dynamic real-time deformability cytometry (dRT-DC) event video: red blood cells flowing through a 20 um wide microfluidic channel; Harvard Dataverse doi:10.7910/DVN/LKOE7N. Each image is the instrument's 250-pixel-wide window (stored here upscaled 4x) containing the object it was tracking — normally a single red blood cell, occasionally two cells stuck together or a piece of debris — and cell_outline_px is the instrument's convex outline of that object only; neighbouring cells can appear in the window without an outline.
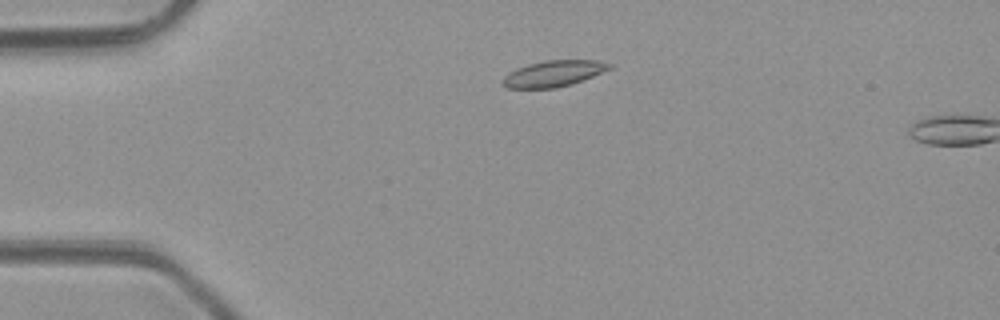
{"species": "common noctule bat (a hibernating species)", "species_latin": "Nyctalus noctula", "temperature_condition": "room temperature", "stored_images_in_passage": 2, "camera_frame_rate_fps": 3000, "um_per_image_px": 0.085, "animal": {"sex": "male", "body_mass_g": 23.1, "forearm_length_mm": 52.7}, "frame": {"image": 1, "passage_image": 1, "time_ms": 0.0, "image_size_px": [1000, 320], "cell_outline_px": [[612, 68], [572, 84], [556, 88], [508, 88], [500, 84], [500, 80], [508, 72], [516, 68], [528, 64], [544, 60], [596, 60], [612, 64]], "centroid_in_image_um": [46.99, 6.25], "position_along_channel_um": 38.0, "area_um2": 16.36}}